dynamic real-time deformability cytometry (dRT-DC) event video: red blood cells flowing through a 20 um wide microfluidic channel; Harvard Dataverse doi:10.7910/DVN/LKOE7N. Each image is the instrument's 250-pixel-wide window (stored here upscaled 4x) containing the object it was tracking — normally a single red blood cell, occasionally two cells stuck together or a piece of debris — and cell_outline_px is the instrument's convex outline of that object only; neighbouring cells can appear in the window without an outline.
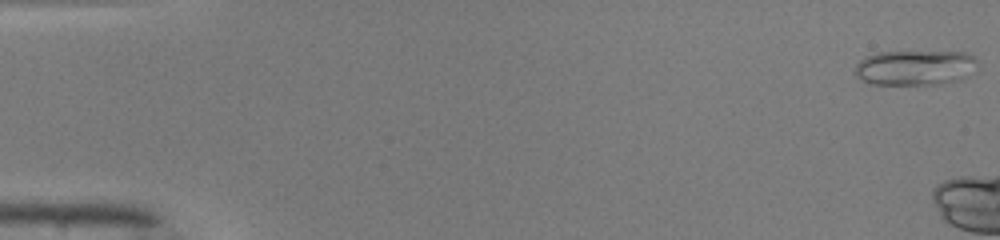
{"species": "common noctule bat (a hibernating species)", "species_latin": "Nyctalus noctula", "temperature_condition": "warm", "stored_images_in_passage": 8, "camera_frame_rate_fps": 3000, "um_per_image_px": 0.085, "animal": {"sex": "male", "body_mass_g": 19.0, "forearm_length_mm": 50.8}, "frame": {"image": 1, "passage_image": 1, "time_ms": 0.0, "image_size_px": [1000, 240], "cell_outline_px": [[976, 60], [960, 80], [940, 84], [872, 84], [856, 76], [856, 64], [860, 60], [876, 52], [968, 52]], "centroid_in_image_um": [77.7, 5.74], "position_along_channel_um": 7.3, "area_um2": 24.39}}